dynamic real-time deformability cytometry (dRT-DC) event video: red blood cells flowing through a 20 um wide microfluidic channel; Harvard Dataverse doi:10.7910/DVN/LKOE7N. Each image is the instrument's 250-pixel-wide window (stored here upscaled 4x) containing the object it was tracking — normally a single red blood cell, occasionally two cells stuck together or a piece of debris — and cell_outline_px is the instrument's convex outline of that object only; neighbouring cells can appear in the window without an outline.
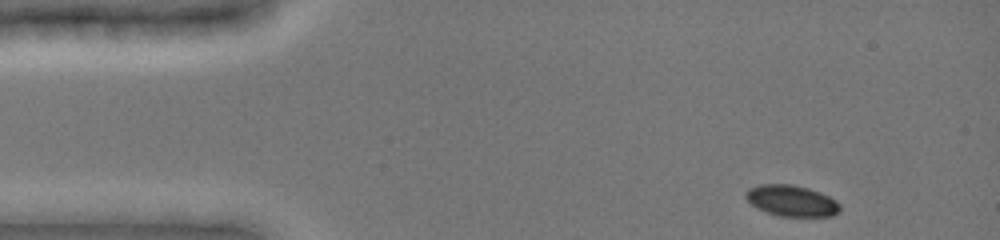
{"species": "common noctule bat (a hibernating species)", "species_latin": "Nyctalus noctula", "temperature_condition": "cold", "stored_images_in_passage": 41, "camera_frame_rate_fps": 3000, "um_per_image_px": 0.085, "animal": {"sex": "female", "body_mass_g": 19.0, "forearm_length_mm": 51.5}, "frame": {"image": 1, "passage_image": 1, "time_ms": 0.0, "image_size_px": [1000, 240], "cell_outline_px": [[840, 212], [832, 216], [780, 216], [756, 208], [744, 196], [744, 192], [748, 188], [760, 184], [792, 184], [808, 188], [820, 192], [836, 200], [840, 204]], "centroid_in_image_um": [67.28, 17.05], "position_along_channel_um": 17.7, "area_um2": 17.17}}
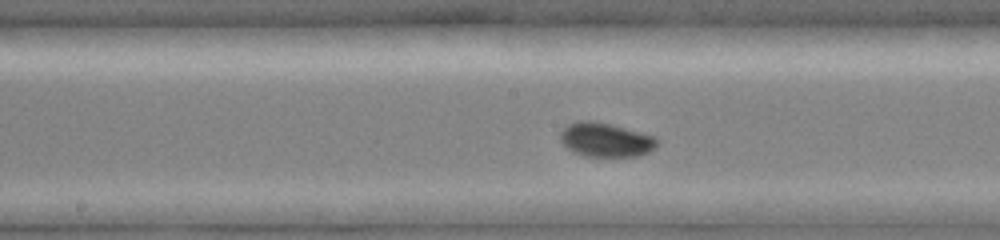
{"frame": {"image": 2, "passage_image": 21, "time_ms": 6.667, "image_size_px": [1000, 240], "cell_outline_px": [[660, 140], [648, 152], [636, 156], [584, 156], [568, 148], [560, 140], [560, 132], [568, 124], [576, 120], [596, 120], [612, 124], [656, 136]], "centroid_in_image_um": [51.48, 11.85], "position_along_channel_um": 196.7, "area_um2": 19.31}}
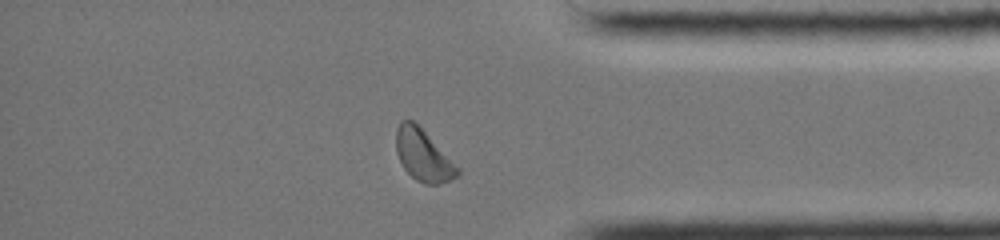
{"frame": {"image": 3, "passage_image": 37, "time_ms": 12.0, "image_size_px": [1000, 240], "cell_outline_px": [[460, 176], [440, 184], [424, 184], [416, 180], [404, 168], [396, 152], [396, 128], [400, 120], [412, 120], [460, 168]], "centroid_in_image_um": [35.97, 13.23], "position_along_channel_um": 399.2, "area_um2": 18.21}, "authors_computed_cell_mechanics": {"area_um2": 18.207, "velocity_mm_per_s": 3.896, "shape_relaxation_time_tau1_ms": 6.3356, "shape_relaxation_time_tau2_ms": null, "deformation_change_tau1": 0.1184, "deformation_change_tau2": null}}